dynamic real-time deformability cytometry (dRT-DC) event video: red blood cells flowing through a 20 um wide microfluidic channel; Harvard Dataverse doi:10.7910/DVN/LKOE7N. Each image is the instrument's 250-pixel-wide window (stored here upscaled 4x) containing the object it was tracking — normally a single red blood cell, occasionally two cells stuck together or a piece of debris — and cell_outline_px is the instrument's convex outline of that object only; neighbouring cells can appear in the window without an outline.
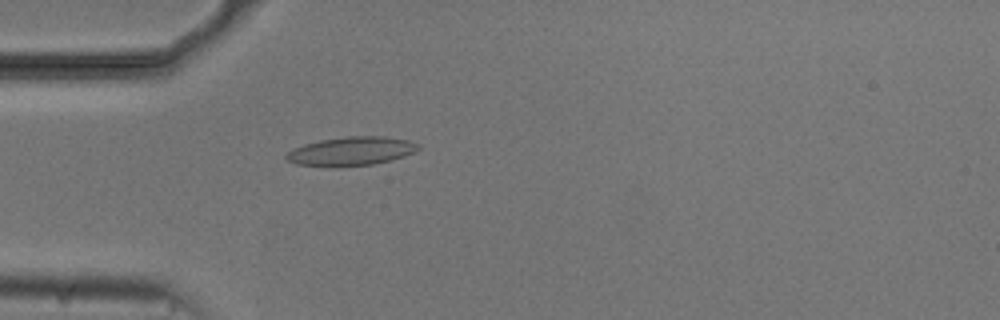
{"species": "common noctule bat (a hibernating species)", "species_latin": "Nyctalus noctula", "temperature_condition": "cold", "stored_images_in_passage": 49, "camera_frame_rate_fps": 3000, "um_per_image_px": 0.085, "animal": {"sex": "male", "body_mass_g": 20.5, "forearm_length_mm": 52.5}, "frame": {"image": 1, "passage_image": 11, "time_ms": 3.333, "image_size_px": [1000, 320], "cell_outline_px": [[420, 148], [416, 152], [392, 160], [372, 164], [332, 168], [296, 164], [284, 160], [284, 156], [288, 152], [304, 144], [320, 140], [348, 136], [384, 136], [408, 140], [420, 144]], "centroid_in_image_um": [29.85, 12.87], "position_along_channel_um": 55.2, "area_um2": 22.48}}
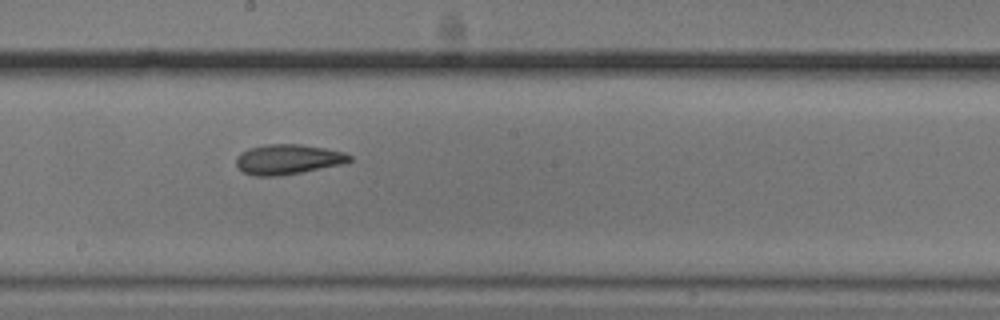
{"frame": {"image": 2, "passage_image": 25, "time_ms": 8.0, "image_size_px": [1000, 320], "cell_outline_px": [[352, 160], [348, 164], [280, 176], [252, 176], [244, 172], [236, 164], [236, 156], [240, 152], [248, 148], [268, 144], [300, 144], [324, 148], [344, 152], [352, 156]], "centroid_in_image_um": [24.51, 13.55], "position_along_channel_um": 223.7, "area_um2": 20.17}}
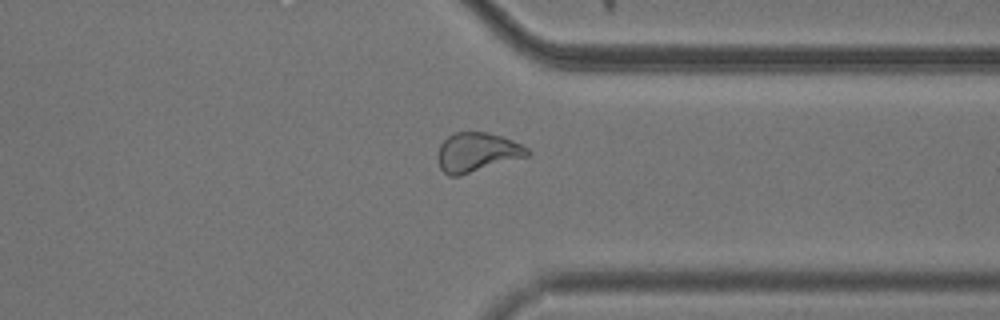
{"frame": {"image": 3, "passage_image": 37, "time_ms": 12.0, "image_size_px": [1000, 320], "cell_outline_px": [[532, 152], [528, 156], [460, 176], [448, 176], [440, 168], [436, 156], [440, 144], [448, 136], [456, 132], [488, 132], [512, 140], [528, 148]], "centroid_in_image_um": [40.53, 12.95], "position_along_channel_um": 370.9, "area_um2": 20.63}, "authors_computed_cell_mechanics": {"area_um2": 21.097, "velocity_mm_per_s": 3.7196, "shape_relaxation_time_tau1_ms": null, "shape_relaxation_time_tau2_ms": 3.1804, "deformation_change_tau1": null, "deformation_change_tau2": 0.0956}}